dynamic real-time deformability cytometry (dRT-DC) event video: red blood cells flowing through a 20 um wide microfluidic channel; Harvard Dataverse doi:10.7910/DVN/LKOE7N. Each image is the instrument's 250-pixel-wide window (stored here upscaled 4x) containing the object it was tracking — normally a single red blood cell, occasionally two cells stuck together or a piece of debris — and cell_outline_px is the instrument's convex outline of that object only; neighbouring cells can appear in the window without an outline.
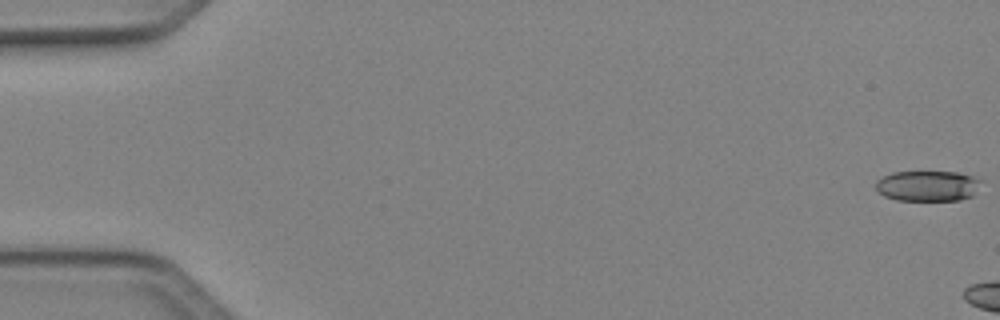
{"species": "Egyptian fruit bat (a non-hibernating species)", "species_latin": "Rousettus aegyptiacus", "temperature_condition": "cold", "stored_images_in_passage": 9, "camera_frame_rate_fps": 3000, "um_per_image_px": 0.085, "animal": {"sex": "female"}, "frame": {"image": 1, "passage_image": 1, "time_ms": 0.0, "image_size_px": [1000, 320], "cell_outline_px": [[984, 180], [972, 196], [960, 200], [896, 200], [884, 196], [876, 188], [876, 180], [892, 172], [956, 172], [972, 176]], "centroid_in_image_um": [78.88, 15.8], "position_along_channel_um": 6.1, "area_um2": 18.79}}